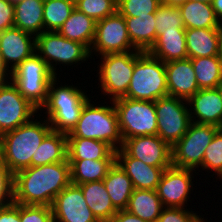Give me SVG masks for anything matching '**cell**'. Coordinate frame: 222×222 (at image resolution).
Segmentation results:
<instances>
[{"mask_svg":"<svg viewBox=\"0 0 222 222\" xmlns=\"http://www.w3.org/2000/svg\"><path fill=\"white\" fill-rule=\"evenodd\" d=\"M71 184L68 159L31 166L14 174L13 201L20 205L52 206L55 197Z\"/></svg>","mask_w":222,"mask_h":222,"instance_id":"6da1fadb","label":"cell"},{"mask_svg":"<svg viewBox=\"0 0 222 222\" xmlns=\"http://www.w3.org/2000/svg\"><path fill=\"white\" fill-rule=\"evenodd\" d=\"M41 116L39 113L36 119L34 116L29 122L0 136V159L13 174L31 167V158H35L36 150L52 131L48 120H42Z\"/></svg>","mask_w":222,"mask_h":222,"instance_id":"7a4b0ae2","label":"cell"},{"mask_svg":"<svg viewBox=\"0 0 222 222\" xmlns=\"http://www.w3.org/2000/svg\"><path fill=\"white\" fill-rule=\"evenodd\" d=\"M60 76L50 82L47 101L39 111L42 113L45 110L43 113L53 131L68 134L76 126L83 107L91 98L80 86L79 89L66 82L59 85Z\"/></svg>","mask_w":222,"mask_h":222,"instance_id":"3957f363","label":"cell"},{"mask_svg":"<svg viewBox=\"0 0 222 222\" xmlns=\"http://www.w3.org/2000/svg\"><path fill=\"white\" fill-rule=\"evenodd\" d=\"M94 103V104H93ZM95 103L90 99L83 107L76 126L67 137L95 139L107 143L114 151L123 146L113 102ZM104 104V105H103Z\"/></svg>","mask_w":222,"mask_h":222,"instance_id":"277c9868","label":"cell"},{"mask_svg":"<svg viewBox=\"0 0 222 222\" xmlns=\"http://www.w3.org/2000/svg\"><path fill=\"white\" fill-rule=\"evenodd\" d=\"M166 96L168 88L165 64L148 52L137 51L132 79L124 97L155 102Z\"/></svg>","mask_w":222,"mask_h":222,"instance_id":"5b68a950","label":"cell"},{"mask_svg":"<svg viewBox=\"0 0 222 222\" xmlns=\"http://www.w3.org/2000/svg\"><path fill=\"white\" fill-rule=\"evenodd\" d=\"M55 77L37 53L26 58L11 72V81L19 93L38 110L46 103L50 82Z\"/></svg>","mask_w":222,"mask_h":222,"instance_id":"8992f818","label":"cell"},{"mask_svg":"<svg viewBox=\"0 0 222 222\" xmlns=\"http://www.w3.org/2000/svg\"><path fill=\"white\" fill-rule=\"evenodd\" d=\"M99 71L97 74V84L99 91L104 96H108L110 101L124 97L127 94L129 83L132 79V73L135 62L137 61V51H128L124 53H109L99 56Z\"/></svg>","mask_w":222,"mask_h":222,"instance_id":"52a82bcc","label":"cell"},{"mask_svg":"<svg viewBox=\"0 0 222 222\" xmlns=\"http://www.w3.org/2000/svg\"><path fill=\"white\" fill-rule=\"evenodd\" d=\"M36 53L55 76H58V65L76 67L88 61L89 57L91 59L90 50L84 44L69 40L54 31H43L36 37Z\"/></svg>","mask_w":222,"mask_h":222,"instance_id":"ba28073f","label":"cell"},{"mask_svg":"<svg viewBox=\"0 0 222 222\" xmlns=\"http://www.w3.org/2000/svg\"><path fill=\"white\" fill-rule=\"evenodd\" d=\"M123 141L137 136L157 135L155 102L121 97L112 101Z\"/></svg>","mask_w":222,"mask_h":222,"instance_id":"9c48e42d","label":"cell"},{"mask_svg":"<svg viewBox=\"0 0 222 222\" xmlns=\"http://www.w3.org/2000/svg\"><path fill=\"white\" fill-rule=\"evenodd\" d=\"M219 129L191 122L185 135L171 147L172 166L201 172L205 149Z\"/></svg>","mask_w":222,"mask_h":222,"instance_id":"30bf717a","label":"cell"},{"mask_svg":"<svg viewBox=\"0 0 222 222\" xmlns=\"http://www.w3.org/2000/svg\"><path fill=\"white\" fill-rule=\"evenodd\" d=\"M157 135L171 147L187 132L191 123L186 100L166 96L155 101Z\"/></svg>","mask_w":222,"mask_h":222,"instance_id":"8fae6325","label":"cell"},{"mask_svg":"<svg viewBox=\"0 0 222 222\" xmlns=\"http://www.w3.org/2000/svg\"><path fill=\"white\" fill-rule=\"evenodd\" d=\"M128 51L138 50L131 43L123 15L116 11L114 14L96 22L95 38L90 48L91 58L94 55L97 57L109 53Z\"/></svg>","mask_w":222,"mask_h":222,"instance_id":"7c38bea8","label":"cell"},{"mask_svg":"<svg viewBox=\"0 0 222 222\" xmlns=\"http://www.w3.org/2000/svg\"><path fill=\"white\" fill-rule=\"evenodd\" d=\"M38 111L12 81L0 83V136L29 122Z\"/></svg>","mask_w":222,"mask_h":222,"instance_id":"4fadbf2b","label":"cell"},{"mask_svg":"<svg viewBox=\"0 0 222 222\" xmlns=\"http://www.w3.org/2000/svg\"><path fill=\"white\" fill-rule=\"evenodd\" d=\"M196 172L192 169L178 168L171 166L164 170L158 187V197L164 207L186 208L193 191V181ZM195 174V175H194Z\"/></svg>","mask_w":222,"mask_h":222,"instance_id":"5bb4252c","label":"cell"},{"mask_svg":"<svg viewBox=\"0 0 222 222\" xmlns=\"http://www.w3.org/2000/svg\"><path fill=\"white\" fill-rule=\"evenodd\" d=\"M51 208L55 222H100L88 207L81 188L72 183L55 197Z\"/></svg>","mask_w":222,"mask_h":222,"instance_id":"9a60e30c","label":"cell"},{"mask_svg":"<svg viewBox=\"0 0 222 222\" xmlns=\"http://www.w3.org/2000/svg\"><path fill=\"white\" fill-rule=\"evenodd\" d=\"M122 148L133 158L154 167H171V146L158 135L137 136L123 141Z\"/></svg>","mask_w":222,"mask_h":222,"instance_id":"2e32d148","label":"cell"},{"mask_svg":"<svg viewBox=\"0 0 222 222\" xmlns=\"http://www.w3.org/2000/svg\"><path fill=\"white\" fill-rule=\"evenodd\" d=\"M0 53L4 64L12 72L36 53V38L16 27L6 29L0 32Z\"/></svg>","mask_w":222,"mask_h":222,"instance_id":"e0dca14e","label":"cell"},{"mask_svg":"<svg viewBox=\"0 0 222 222\" xmlns=\"http://www.w3.org/2000/svg\"><path fill=\"white\" fill-rule=\"evenodd\" d=\"M115 162L132 180L134 189L156 190L162 174L169 167H154L131 157L122 147L115 151Z\"/></svg>","mask_w":222,"mask_h":222,"instance_id":"ac0fdd59","label":"cell"},{"mask_svg":"<svg viewBox=\"0 0 222 222\" xmlns=\"http://www.w3.org/2000/svg\"><path fill=\"white\" fill-rule=\"evenodd\" d=\"M187 103L191 122L222 128V101L217 88L200 89Z\"/></svg>","mask_w":222,"mask_h":222,"instance_id":"d6986e66","label":"cell"},{"mask_svg":"<svg viewBox=\"0 0 222 222\" xmlns=\"http://www.w3.org/2000/svg\"><path fill=\"white\" fill-rule=\"evenodd\" d=\"M164 64L168 96L187 101L200 90L191 59L176 60Z\"/></svg>","mask_w":222,"mask_h":222,"instance_id":"ffe728a7","label":"cell"},{"mask_svg":"<svg viewBox=\"0 0 222 222\" xmlns=\"http://www.w3.org/2000/svg\"><path fill=\"white\" fill-rule=\"evenodd\" d=\"M44 0H18L14 2V27L35 38L44 31Z\"/></svg>","mask_w":222,"mask_h":222,"instance_id":"44dd1931","label":"cell"},{"mask_svg":"<svg viewBox=\"0 0 222 222\" xmlns=\"http://www.w3.org/2000/svg\"><path fill=\"white\" fill-rule=\"evenodd\" d=\"M124 19L133 47L138 51L148 52L157 39L155 13Z\"/></svg>","mask_w":222,"mask_h":222,"instance_id":"7402d4cb","label":"cell"},{"mask_svg":"<svg viewBox=\"0 0 222 222\" xmlns=\"http://www.w3.org/2000/svg\"><path fill=\"white\" fill-rule=\"evenodd\" d=\"M148 53L163 63L187 59L185 31H170L157 35Z\"/></svg>","mask_w":222,"mask_h":222,"instance_id":"603a6c76","label":"cell"},{"mask_svg":"<svg viewBox=\"0 0 222 222\" xmlns=\"http://www.w3.org/2000/svg\"><path fill=\"white\" fill-rule=\"evenodd\" d=\"M86 203L100 222L109 221L118 210L114 207L103 181H93L78 185Z\"/></svg>","mask_w":222,"mask_h":222,"instance_id":"cb8c5ba5","label":"cell"},{"mask_svg":"<svg viewBox=\"0 0 222 222\" xmlns=\"http://www.w3.org/2000/svg\"><path fill=\"white\" fill-rule=\"evenodd\" d=\"M187 58L218 56L219 31L216 29H186Z\"/></svg>","mask_w":222,"mask_h":222,"instance_id":"d4e9b609","label":"cell"},{"mask_svg":"<svg viewBox=\"0 0 222 222\" xmlns=\"http://www.w3.org/2000/svg\"><path fill=\"white\" fill-rule=\"evenodd\" d=\"M67 159H115V151L105 142L79 137H67Z\"/></svg>","mask_w":222,"mask_h":222,"instance_id":"484cf974","label":"cell"},{"mask_svg":"<svg viewBox=\"0 0 222 222\" xmlns=\"http://www.w3.org/2000/svg\"><path fill=\"white\" fill-rule=\"evenodd\" d=\"M96 21L76 8L58 30L63 37L84 44L89 50L95 38Z\"/></svg>","mask_w":222,"mask_h":222,"instance_id":"4316f807","label":"cell"},{"mask_svg":"<svg viewBox=\"0 0 222 222\" xmlns=\"http://www.w3.org/2000/svg\"><path fill=\"white\" fill-rule=\"evenodd\" d=\"M103 182L114 207L117 210L126 209L134 187L132 180L116 162L108 170Z\"/></svg>","mask_w":222,"mask_h":222,"instance_id":"83f0119b","label":"cell"},{"mask_svg":"<svg viewBox=\"0 0 222 222\" xmlns=\"http://www.w3.org/2000/svg\"><path fill=\"white\" fill-rule=\"evenodd\" d=\"M163 208L156 190L134 189L125 210L146 222H157Z\"/></svg>","mask_w":222,"mask_h":222,"instance_id":"f1b7e54d","label":"cell"},{"mask_svg":"<svg viewBox=\"0 0 222 222\" xmlns=\"http://www.w3.org/2000/svg\"><path fill=\"white\" fill-rule=\"evenodd\" d=\"M70 163L71 183L80 185L87 182L103 181L115 159L68 160Z\"/></svg>","mask_w":222,"mask_h":222,"instance_id":"f546056e","label":"cell"},{"mask_svg":"<svg viewBox=\"0 0 222 222\" xmlns=\"http://www.w3.org/2000/svg\"><path fill=\"white\" fill-rule=\"evenodd\" d=\"M178 8L185 29L218 28V19L214 14L212 4L188 0Z\"/></svg>","mask_w":222,"mask_h":222,"instance_id":"4dcf8cb0","label":"cell"},{"mask_svg":"<svg viewBox=\"0 0 222 222\" xmlns=\"http://www.w3.org/2000/svg\"><path fill=\"white\" fill-rule=\"evenodd\" d=\"M67 160V134L51 131L31 158V166L47 165Z\"/></svg>","mask_w":222,"mask_h":222,"instance_id":"1f68e13d","label":"cell"},{"mask_svg":"<svg viewBox=\"0 0 222 222\" xmlns=\"http://www.w3.org/2000/svg\"><path fill=\"white\" fill-rule=\"evenodd\" d=\"M199 89L217 88L222 83V62L219 56L191 59Z\"/></svg>","mask_w":222,"mask_h":222,"instance_id":"d6a6232c","label":"cell"},{"mask_svg":"<svg viewBox=\"0 0 222 222\" xmlns=\"http://www.w3.org/2000/svg\"><path fill=\"white\" fill-rule=\"evenodd\" d=\"M74 9L75 1L72 0H44V31L58 32Z\"/></svg>","mask_w":222,"mask_h":222,"instance_id":"836d02e7","label":"cell"},{"mask_svg":"<svg viewBox=\"0 0 222 222\" xmlns=\"http://www.w3.org/2000/svg\"><path fill=\"white\" fill-rule=\"evenodd\" d=\"M156 34L170 31H186L178 7L160 4L155 12Z\"/></svg>","mask_w":222,"mask_h":222,"instance_id":"e575fe53","label":"cell"},{"mask_svg":"<svg viewBox=\"0 0 222 222\" xmlns=\"http://www.w3.org/2000/svg\"><path fill=\"white\" fill-rule=\"evenodd\" d=\"M202 170L214 172L211 176L217 175V180L222 178V128L215 133L211 143L205 149Z\"/></svg>","mask_w":222,"mask_h":222,"instance_id":"d590c367","label":"cell"},{"mask_svg":"<svg viewBox=\"0 0 222 222\" xmlns=\"http://www.w3.org/2000/svg\"><path fill=\"white\" fill-rule=\"evenodd\" d=\"M75 8L98 22L117 11V0H75Z\"/></svg>","mask_w":222,"mask_h":222,"instance_id":"8d00e7d4","label":"cell"},{"mask_svg":"<svg viewBox=\"0 0 222 222\" xmlns=\"http://www.w3.org/2000/svg\"><path fill=\"white\" fill-rule=\"evenodd\" d=\"M160 0H117V11L124 17H137L155 13Z\"/></svg>","mask_w":222,"mask_h":222,"instance_id":"74e56055","label":"cell"},{"mask_svg":"<svg viewBox=\"0 0 222 222\" xmlns=\"http://www.w3.org/2000/svg\"><path fill=\"white\" fill-rule=\"evenodd\" d=\"M190 208L164 207L157 222H205L204 215H198Z\"/></svg>","mask_w":222,"mask_h":222,"instance_id":"f35d334b","label":"cell"},{"mask_svg":"<svg viewBox=\"0 0 222 222\" xmlns=\"http://www.w3.org/2000/svg\"><path fill=\"white\" fill-rule=\"evenodd\" d=\"M21 222H55L50 206L20 205Z\"/></svg>","mask_w":222,"mask_h":222,"instance_id":"ab89813d","label":"cell"},{"mask_svg":"<svg viewBox=\"0 0 222 222\" xmlns=\"http://www.w3.org/2000/svg\"><path fill=\"white\" fill-rule=\"evenodd\" d=\"M14 174L0 159V209L11 205L13 201Z\"/></svg>","mask_w":222,"mask_h":222,"instance_id":"60d3db41","label":"cell"},{"mask_svg":"<svg viewBox=\"0 0 222 222\" xmlns=\"http://www.w3.org/2000/svg\"><path fill=\"white\" fill-rule=\"evenodd\" d=\"M14 27V3L0 0V32Z\"/></svg>","mask_w":222,"mask_h":222,"instance_id":"b9f144b4","label":"cell"},{"mask_svg":"<svg viewBox=\"0 0 222 222\" xmlns=\"http://www.w3.org/2000/svg\"><path fill=\"white\" fill-rule=\"evenodd\" d=\"M0 222H21L20 204L12 203L11 205L0 209Z\"/></svg>","mask_w":222,"mask_h":222,"instance_id":"7bdbcfd3","label":"cell"},{"mask_svg":"<svg viewBox=\"0 0 222 222\" xmlns=\"http://www.w3.org/2000/svg\"><path fill=\"white\" fill-rule=\"evenodd\" d=\"M107 222H146L127 210H118V212Z\"/></svg>","mask_w":222,"mask_h":222,"instance_id":"ee69618b","label":"cell"},{"mask_svg":"<svg viewBox=\"0 0 222 222\" xmlns=\"http://www.w3.org/2000/svg\"><path fill=\"white\" fill-rule=\"evenodd\" d=\"M8 81H11V72L4 64L0 53V83H5Z\"/></svg>","mask_w":222,"mask_h":222,"instance_id":"f6af8a7d","label":"cell"},{"mask_svg":"<svg viewBox=\"0 0 222 222\" xmlns=\"http://www.w3.org/2000/svg\"><path fill=\"white\" fill-rule=\"evenodd\" d=\"M211 4L214 10V14L219 20L220 18H222V0H213Z\"/></svg>","mask_w":222,"mask_h":222,"instance_id":"bcb514c9","label":"cell"},{"mask_svg":"<svg viewBox=\"0 0 222 222\" xmlns=\"http://www.w3.org/2000/svg\"><path fill=\"white\" fill-rule=\"evenodd\" d=\"M188 0H160L161 4L172 6V7H180L185 4Z\"/></svg>","mask_w":222,"mask_h":222,"instance_id":"7dc6e473","label":"cell"},{"mask_svg":"<svg viewBox=\"0 0 222 222\" xmlns=\"http://www.w3.org/2000/svg\"><path fill=\"white\" fill-rule=\"evenodd\" d=\"M218 56L222 62V36H219Z\"/></svg>","mask_w":222,"mask_h":222,"instance_id":"c3c4849f","label":"cell"},{"mask_svg":"<svg viewBox=\"0 0 222 222\" xmlns=\"http://www.w3.org/2000/svg\"><path fill=\"white\" fill-rule=\"evenodd\" d=\"M218 31H219V36H222V18L218 20Z\"/></svg>","mask_w":222,"mask_h":222,"instance_id":"681fc988","label":"cell"},{"mask_svg":"<svg viewBox=\"0 0 222 222\" xmlns=\"http://www.w3.org/2000/svg\"><path fill=\"white\" fill-rule=\"evenodd\" d=\"M221 101H222V83L217 87Z\"/></svg>","mask_w":222,"mask_h":222,"instance_id":"f907efd6","label":"cell"},{"mask_svg":"<svg viewBox=\"0 0 222 222\" xmlns=\"http://www.w3.org/2000/svg\"><path fill=\"white\" fill-rule=\"evenodd\" d=\"M193 1H199V2H203V3L211 4L213 0H193Z\"/></svg>","mask_w":222,"mask_h":222,"instance_id":"816d5d0a","label":"cell"},{"mask_svg":"<svg viewBox=\"0 0 222 222\" xmlns=\"http://www.w3.org/2000/svg\"><path fill=\"white\" fill-rule=\"evenodd\" d=\"M6 1H9V2L14 3V2H16V1H18V0H6Z\"/></svg>","mask_w":222,"mask_h":222,"instance_id":"f5cc1de1","label":"cell"}]
</instances>
